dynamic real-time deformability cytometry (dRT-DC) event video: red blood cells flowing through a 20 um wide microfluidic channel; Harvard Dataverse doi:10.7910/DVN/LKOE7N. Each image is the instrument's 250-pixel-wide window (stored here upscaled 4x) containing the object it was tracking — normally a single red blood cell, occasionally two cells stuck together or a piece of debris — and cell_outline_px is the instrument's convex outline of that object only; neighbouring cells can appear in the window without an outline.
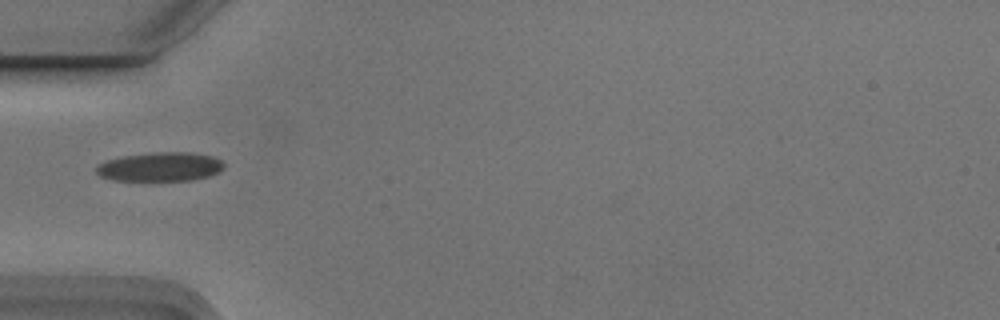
{"species": "Egyptian fruit bat (a non-hibernating species)", "species_latin": "Rousettus aegyptiacus", "temperature_condition": "cold", "stored_images_in_passage": 2, "camera_frame_rate_fps": 3000, "um_per_image_px": 0.085, "animal": {"sex": "male"}, "frame": {"image": 1, "passage_image": 2, "time_ms": 0.333, "image_size_px": [1000, 320], "cell_outline_px": [[224, 168], [208, 176], [192, 180], [116, 180], [100, 176], [96, 172], [96, 168], [104, 160], [120, 156], [156, 152], [192, 152], [212, 156], [220, 160], [224, 164]], "centroid_in_image_um": [13.6, 14.16], "position_along_channel_um": 71.4, "area_um2": 21.5}}